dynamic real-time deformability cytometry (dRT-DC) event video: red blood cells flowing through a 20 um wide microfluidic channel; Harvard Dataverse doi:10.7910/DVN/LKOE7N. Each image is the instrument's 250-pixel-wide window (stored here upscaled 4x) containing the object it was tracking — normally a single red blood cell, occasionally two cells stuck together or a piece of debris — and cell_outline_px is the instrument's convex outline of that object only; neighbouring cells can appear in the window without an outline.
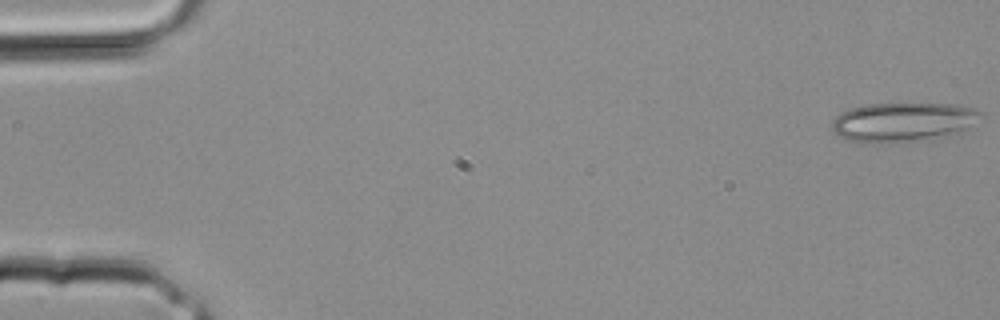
{"species": "common noctule bat (a hibernating species)", "species_latin": "Nyctalus noctula", "temperature_condition": "room temperature", "stored_images_in_passage": 33, "camera_frame_rate_fps": 3000, "um_per_image_px": 0.085, "animal": {"sex": "male", "body_mass_g": 20.4}, "frame": {"image": 1, "passage_image": 1, "time_ms": 0.0, "image_size_px": [1000, 320], "cell_outline_px": [[984, 116], [960, 132], [952, 136], [932, 140], [896, 144], [872, 144], [848, 140], [840, 136], [832, 128], [832, 120], [840, 112], [864, 104], [948, 104], [972, 108], [980, 112]], "centroid_in_image_um": [76.75, 10.42], "position_along_channel_um": 8.2, "area_um2": 34.74}}
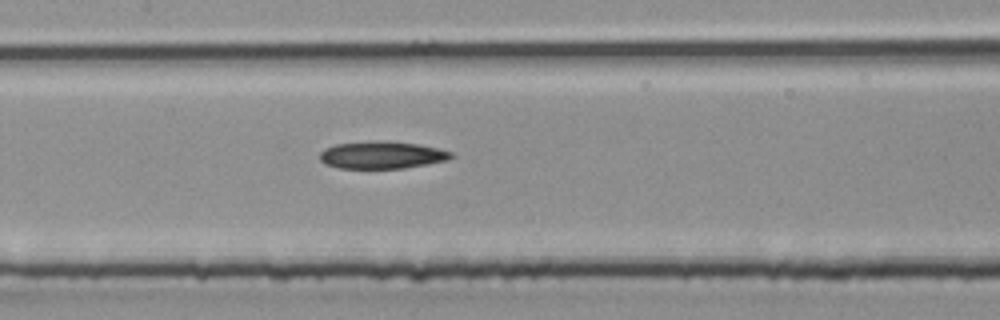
{"frame": {"image": 2, "passage_image": 16, "time_ms": 5.0, "image_size_px": [1000, 320], "cell_outline_px": [[456, 156], [448, 160], [428, 164], [404, 168], [336, 168], [324, 164], [320, 160], [320, 152], [324, 148], [336, 144], [380, 140], [416, 144], [440, 148], [452, 152]], "centroid_in_image_um": [32.47, 13.18], "position_along_channel_um": 174.9, "area_um2": 21.1}}
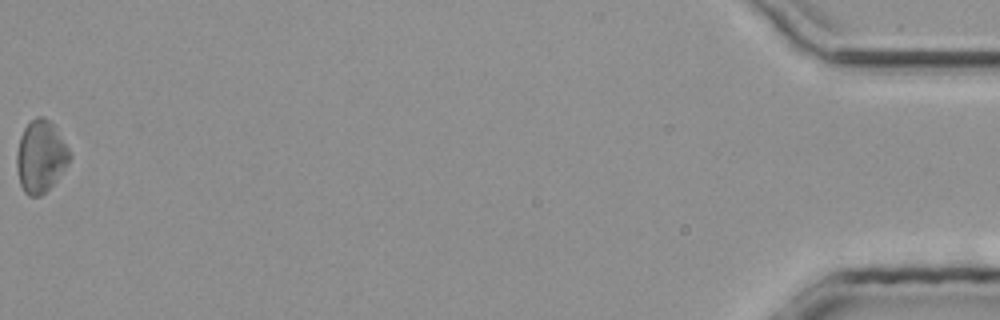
{"frame": {"image": 3, "passage_image": 33, "time_ms": 10.667, "image_size_px": [1000, 320], "cell_outline_px": [[72, 156], [56, 180], [40, 196], [28, 196], [24, 192], [20, 184], [16, 168], [16, 152], [20, 136], [24, 128], [36, 116], [44, 116], [52, 124], [68, 148]], "centroid_in_image_um": [3.42, 13.3], "position_along_channel_um": 431.8, "area_um2": 21.96}}